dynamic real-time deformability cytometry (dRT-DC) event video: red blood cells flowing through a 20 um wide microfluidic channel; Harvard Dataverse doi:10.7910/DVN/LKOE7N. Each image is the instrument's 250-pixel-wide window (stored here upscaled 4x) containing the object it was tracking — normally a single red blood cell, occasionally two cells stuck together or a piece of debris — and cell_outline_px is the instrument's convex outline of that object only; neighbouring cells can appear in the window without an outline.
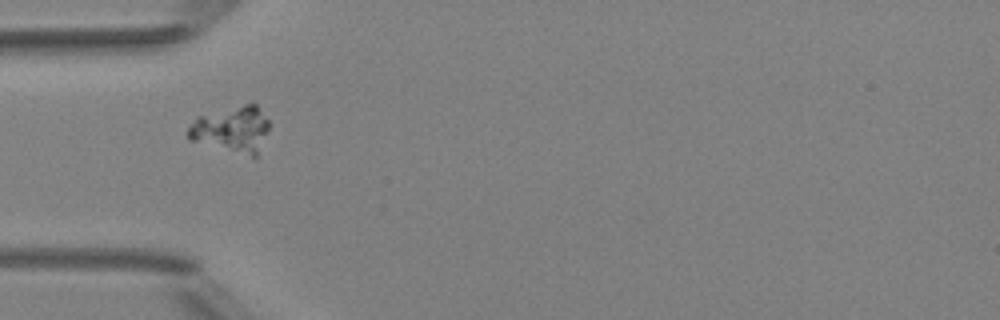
{"species": "Egyptian fruit bat (a non-hibernating species)", "species_latin": "Rousettus aegyptiacus", "temperature_condition": "room temperature", "stored_images_in_passage": 3, "camera_frame_rate_fps": 3000, "um_per_image_px": 0.085, "animal": {"sex": "female"}, "frame": {"image": 1, "passage_image": 1, "time_ms": 0.0, "image_size_px": [1000, 320], "cell_outline_px": [[268, 132], [256, 156], [252, 156], [188, 140], [188, 128], [196, 116], [252, 100], [256, 104], [268, 120]], "centroid_in_image_um": [19.7, 10.93], "position_along_channel_um": 65.3, "area_um2": 22.02}}
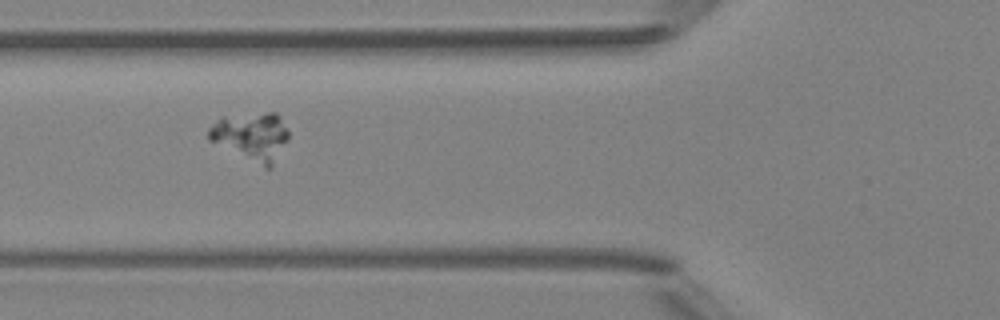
{"frame": {"image": 2, "passage_image": 2, "time_ms": 1.0, "image_size_px": [1000, 320], "cell_outline_px": [[288, 140], [272, 168], [264, 168], [208, 140], [208, 128], [220, 116], [268, 112], [276, 112], [280, 116], [288, 128]], "centroid_in_image_um": [21.38, 11.59], "position_along_channel_um": 104.4, "area_um2": 22.89}}
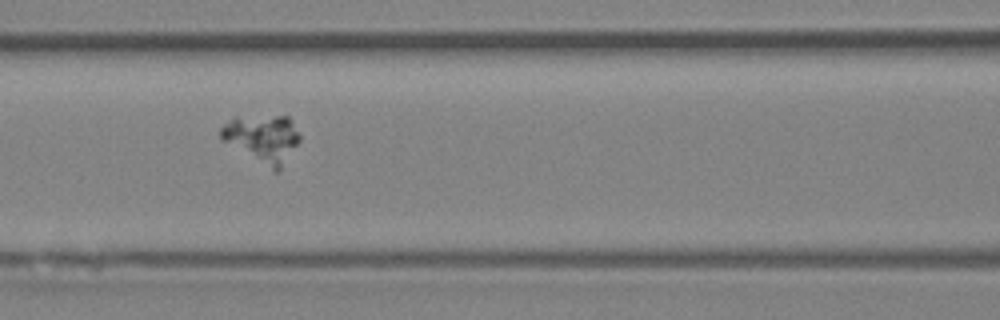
{"frame": {"image": 3, "passage_image": 3, "time_ms": 2.0, "image_size_px": [1000, 320], "cell_outline_px": [[300, 140], [280, 172], [272, 172], [220, 140], [220, 128], [224, 124], [236, 116], [288, 116], [292, 120], [300, 136]], "centroid_in_image_um": [22.3, 11.82], "position_along_channel_um": 144.3, "area_um2": 22.66}}